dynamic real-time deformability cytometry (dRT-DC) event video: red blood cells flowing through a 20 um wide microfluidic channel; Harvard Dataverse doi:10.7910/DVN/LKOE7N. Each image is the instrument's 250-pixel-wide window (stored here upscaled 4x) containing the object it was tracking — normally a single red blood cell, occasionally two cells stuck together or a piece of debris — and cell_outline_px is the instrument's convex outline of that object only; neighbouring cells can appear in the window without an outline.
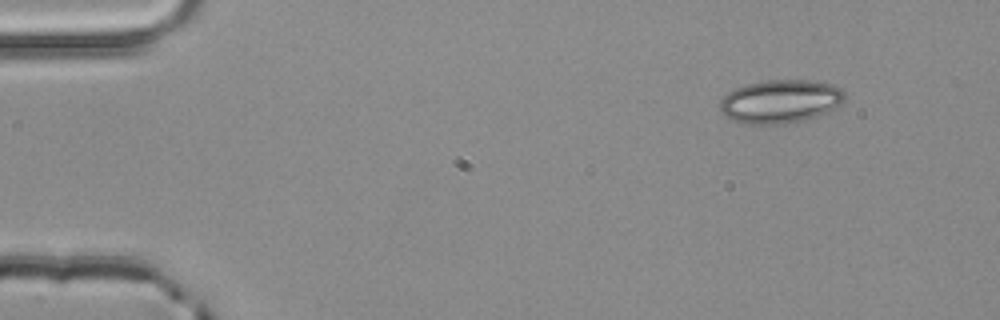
{"species": "common noctule bat (a hibernating species)", "species_latin": "Nyctalus noctula", "temperature_condition": "room temperature", "stored_images_in_passage": 3, "camera_frame_rate_fps": 3000, "um_per_image_px": 0.085, "animal": {"sex": "male", "body_mass_g": 20.4}, "frame": {"image": 1, "passage_image": 1, "time_ms": 0.0, "image_size_px": [1000, 320], "cell_outline_px": [[844, 100], [840, 104], [828, 112], [804, 120], [784, 124], [748, 124], [732, 120], [724, 116], [720, 112], [720, 100], [728, 92], [736, 88], [748, 84], [764, 80], [808, 80], [832, 84], [840, 88], [844, 92]], "centroid_in_image_um": [66.31, 8.62], "position_along_channel_um": 18.7, "area_um2": 31.62}}